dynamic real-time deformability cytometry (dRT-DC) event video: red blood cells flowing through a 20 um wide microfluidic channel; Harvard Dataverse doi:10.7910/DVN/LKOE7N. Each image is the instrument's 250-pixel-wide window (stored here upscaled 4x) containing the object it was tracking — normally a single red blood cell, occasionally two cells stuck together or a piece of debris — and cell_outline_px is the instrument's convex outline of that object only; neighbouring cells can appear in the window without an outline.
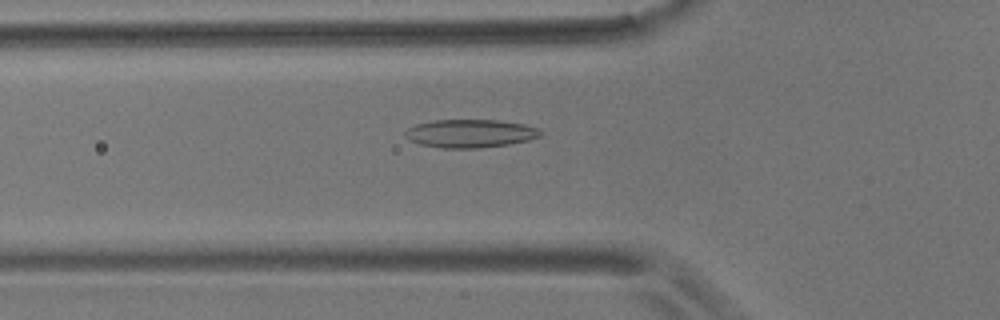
{"species": "common noctule bat (a hibernating species)", "species_latin": "Nyctalus noctula", "temperature_condition": "room temperature", "stored_images_in_passage": 56, "camera_frame_rate_fps": 3000, "um_per_image_px": 0.085, "animal": {"sex": "male", "body_mass_g": 17.9}, "frame": {"image": 1, "passage_image": 19, "time_ms": 6.0, "image_size_px": [1000, 320], "cell_outline_px": [[544, 132], [540, 136], [528, 140], [508, 144], [476, 148], [440, 148], [420, 144], [408, 140], [404, 136], [404, 132], [408, 128], [416, 124], [432, 120], [500, 120], [524, 124], [540, 128]], "centroid_in_image_um": [39.96, 11.34], "position_along_channel_um": 85.8, "area_um2": 22.43}}
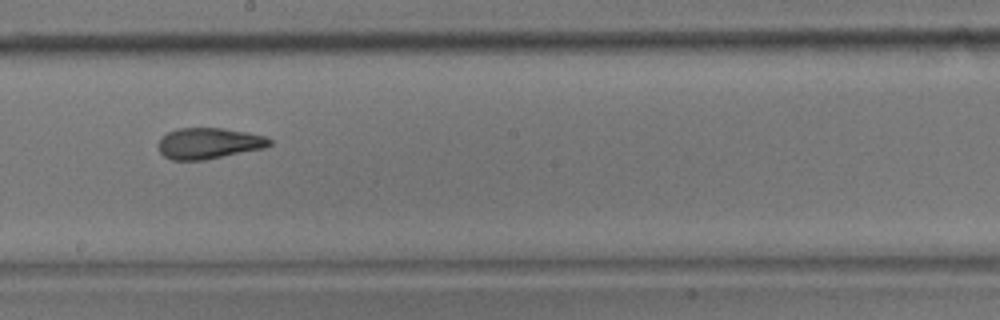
{"frame": {"image": 2, "passage_image": 31, "time_ms": 10.0, "image_size_px": [1000, 320], "cell_outline_px": [[272, 144], [264, 148], [204, 160], [172, 160], [164, 156], [156, 148], [156, 144], [160, 136], [176, 128], [224, 128], [264, 136], [272, 140]], "centroid_in_image_um": [17.68, 12.18], "position_along_channel_um": 230.5, "area_um2": 20.29}}
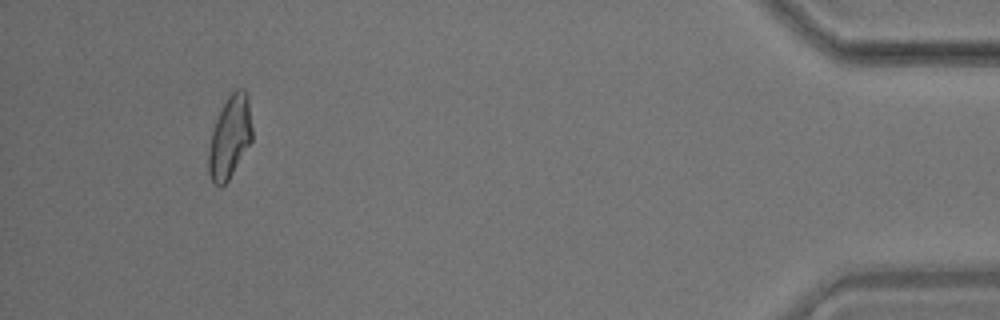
{"frame": {"image": 3, "passage_image": 52, "time_ms": 17.0, "image_size_px": [1000, 320], "cell_outline_px": [[252, 140], [228, 180], [220, 188], [212, 180], [208, 172], [208, 152], [212, 132], [216, 120], [228, 96], [236, 88], [244, 88], [248, 96], [252, 128]], "centroid_in_image_um": [19.54, 11.64], "position_along_channel_um": 415.7, "area_um2": 20.69}, "authors_computed_cell_mechanics": {"area_um2": 21.0681, "velocity_mm_per_s": 3.6029, "shape_relaxation_time_tau1_ms": null, "shape_relaxation_time_tau2_ms": 1.9814, "deformation_change_tau1": null, "deformation_change_tau2": 0.099}}